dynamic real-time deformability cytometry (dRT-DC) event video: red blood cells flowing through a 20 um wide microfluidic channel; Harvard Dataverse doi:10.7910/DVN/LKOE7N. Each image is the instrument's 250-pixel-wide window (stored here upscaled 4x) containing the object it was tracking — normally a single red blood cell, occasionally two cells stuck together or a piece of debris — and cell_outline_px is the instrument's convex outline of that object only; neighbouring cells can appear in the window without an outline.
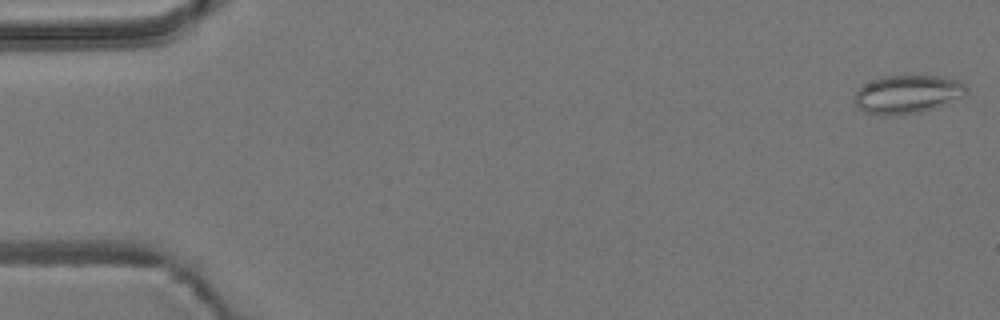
{"species": "common noctule bat (a hibernating species)", "species_latin": "Nyctalus noctula", "temperature_condition": "room temperature", "stored_images_in_passage": 55, "camera_frame_rate_fps": 3000, "um_per_image_px": 0.085, "animal": {"sex": "male", "body_mass_g": 19.2, "forearm_length_mm": 51.8}, "frame": {"image": 1, "passage_image": 1, "time_ms": 0.0, "image_size_px": [1000, 320], "cell_outline_px": [[968, 92], [944, 104], [920, 112], [864, 112], [856, 104], [856, 92], [864, 84], [872, 80], [884, 76], [944, 76], [960, 80], [968, 88]], "centroid_in_image_um": [77.19, 7.94], "position_along_channel_um": 7.8, "area_um2": 23.87}}
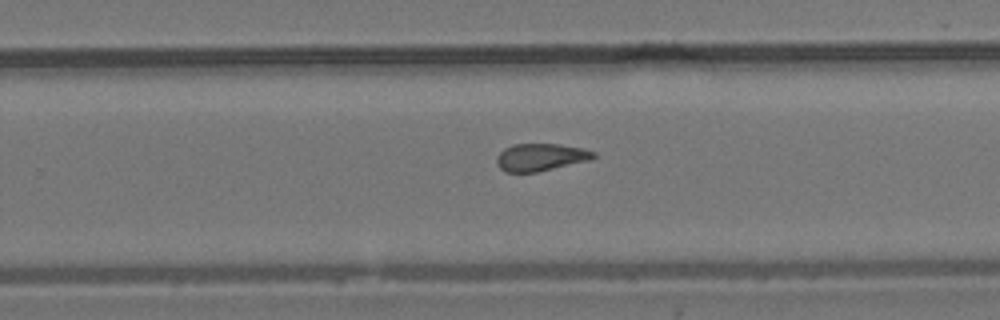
{"frame": {"image": 2, "passage_image": 35, "time_ms": 11.333, "image_size_px": [1000, 320], "cell_outline_px": [[596, 156], [592, 160], [536, 172], [504, 172], [496, 164], [496, 156], [504, 148], [512, 144], [560, 144], [584, 148], [596, 152]], "centroid_in_image_um": [45.96, 13.36], "position_along_channel_um": 283.8, "area_um2": 15.72}}
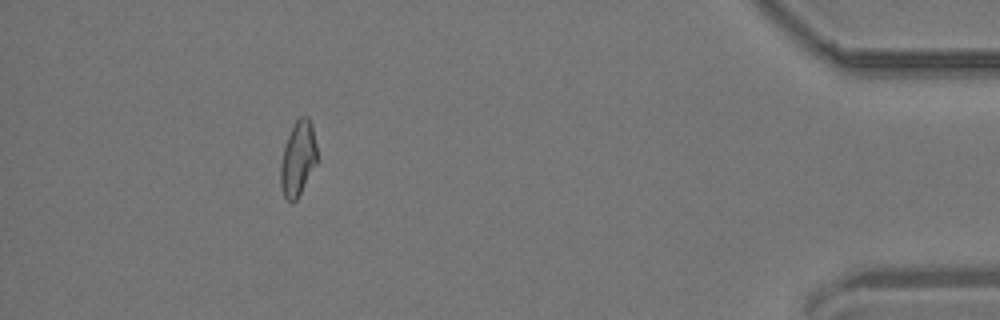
{"frame": {"image": 3, "passage_image": 50, "time_ms": 16.333, "image_size_px": [1000, 320], "cell_outline_px": [[316, 164], [296, 200], [292, 204], [284, 196], [280, 184], [280, 168], [284, 148], [288, 136], [296, 120], [300, 116], [308, 116], [312, 124], [316, 144]], "centroid_in_image_um": [25.32, 13.48], "position_along_channel_um": 409.9, "area_um2": 15.66}, "authors_computed_cell_mechanics": {"area_um2": 16.4152, "velocity_mm_per_s": 3.7113, "shape_relaxation_time_tau1_ms": null, "shape_relaxation_time_tau2_ms": 2.7249, "deformation_change_tau1": null, "deformation_change_tau2": 0.1165}}